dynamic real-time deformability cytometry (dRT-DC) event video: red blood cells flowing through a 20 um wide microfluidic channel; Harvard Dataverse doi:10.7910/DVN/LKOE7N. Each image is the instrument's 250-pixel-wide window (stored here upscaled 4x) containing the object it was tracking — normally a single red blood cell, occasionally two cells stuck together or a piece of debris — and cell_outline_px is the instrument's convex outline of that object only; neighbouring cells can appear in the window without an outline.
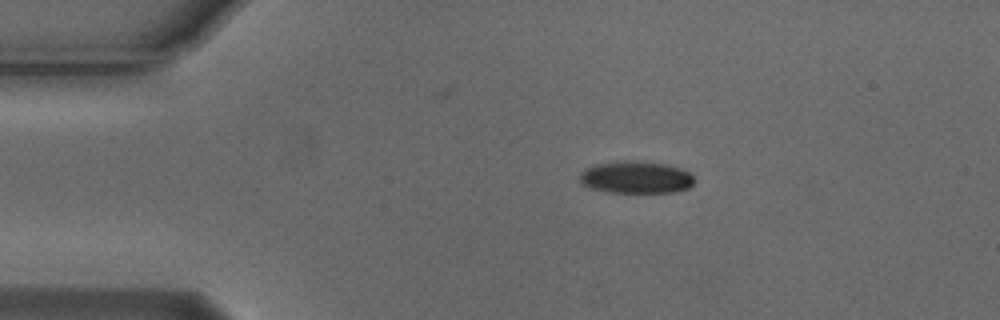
{"species": "Egyptian fruit bat (a non-hibernating species)", "species_latin": "Rousettus aegyptiacus", "temperature_condition": "cold", "stored_images_in_passage": 3, "camera_frame_rate_fps": 3000, "um_per_image_px": 0.085, "animal": {"sex": "male"}, "frame": {"image": 1, "passage_image": 1, "time_ms": 0.0, "image_size_px": [1000, 320], "cell_outline_px": [[696, 180], [688, 188], [676, 192], [608, 192], [592, 188], [580, 184], [580, 172], [584, 168], [596, 164], [624, 160], [632, 160], [664, 164], [680, 168], [688, 172]], "centroid_in_image_um": [54.03, 15.07], "position_along_channel_um": 31.0, "area_um2": 21.56}}
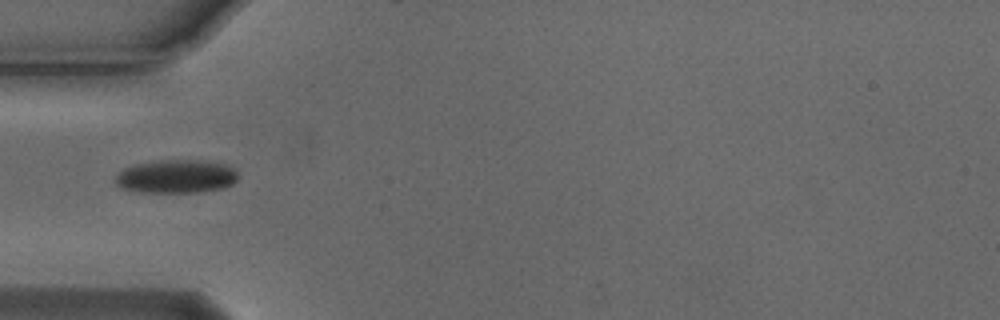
{"frame": {"image": 2, "passage_image": 3, "time_ms": 0.667, "image_size_px": [1000, 320], "cell_outline_px": [[236, 180], [232, 184], [224, 188], [196, 192], [140, 192], [124, 188], [116, 184], [116, 176], [124, 168], [136, 164], [160, 160], [196, 160], [224, 164], [232, 168], [236, 172]], "centroid_in_image_um": [14.97, 15.0], "position_along_channel_um": 70.0, "area_um2": 23.52}}